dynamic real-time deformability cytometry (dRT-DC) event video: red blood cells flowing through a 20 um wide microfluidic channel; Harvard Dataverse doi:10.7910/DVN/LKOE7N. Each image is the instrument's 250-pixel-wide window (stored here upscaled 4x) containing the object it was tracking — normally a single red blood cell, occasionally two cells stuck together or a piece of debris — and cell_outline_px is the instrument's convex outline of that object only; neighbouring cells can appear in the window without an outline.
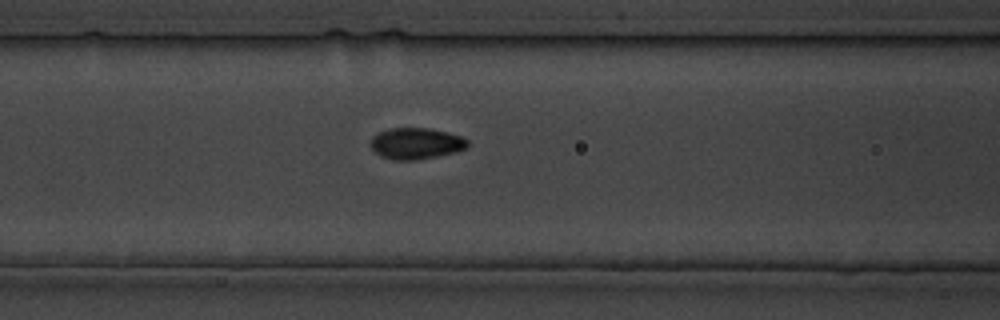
{"species": "common noctule bat (a hibernating species)", "species_latin": "Nyctalus noctula", "temperature_condition": "cold", "stored_images_in_passage": 26, "camera_frame_rate_fps": 3000, "um_per_image_px": 0.085, "animal": {"sex": "male", "body_mass_g": 19.5, "forearm_length_mm": 54.6}, "frame": {"image": 1, "passage_image": 5, "time_ms": 4.667, "image_size_px": [1000, 320], "cell_outline_px": [[468, 148], [456, 152], [436, 156], [412, 160], [392, 160], [380, 156], [368, 144], [368, 140], [372, 136], [388, 128], [428, 128], [448, 132], [460, 136], [468, 140]], "centroid_in_image_um": [35.33, 12.19], "position_along_channel_um": 131.3, "area_um2": 17.86}}
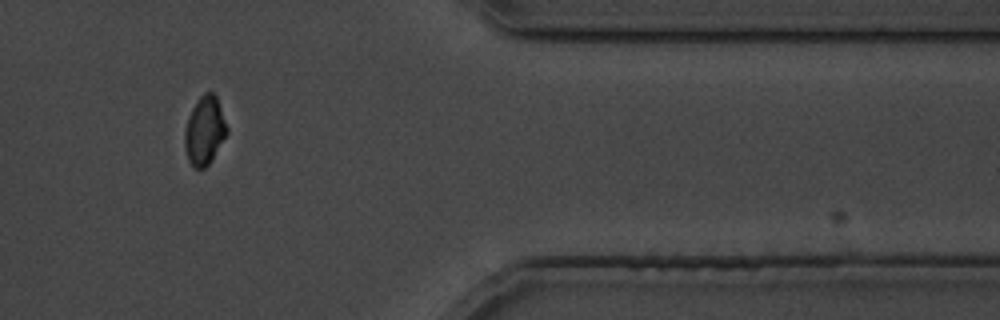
{"frame": {"image": 2, "passage_image": 20, "time_ms": 23.667, "image_size_px": [1000, 320], "cell_outline_px": [[228, 132], [208, 164], [204, 168], [196, 168], [188, 160], [184, 148], [184, 132], [192, 108], [196, 100], [204, 92], [212, 92], [216, 96], [228, 128]], "centroid_in_image_um": [17.38, 11.08], "position_along_channel_um": 394.0, "area_um2": 16.59}}
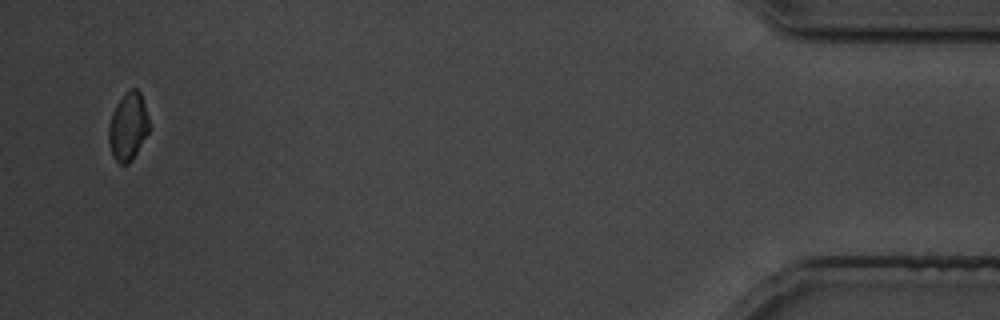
{"frame": {"image": 3, "passage_image": 25, "time_ms": 29.333, "image_size_px": [1000, 320], "cell_outline_px": [[148, 132], [132, 160], [128, 164], [120, 164], [112, 156], [108, 144], [108, 128], [112, 112], [116, 104], [124, 92], [128, 88], [136, 88], [140, 92], [148, 116]], "centroid_in_image_um": [10.85, 10.74], "position_along_channel_um": 424.3, "area_um2": 16.07}}